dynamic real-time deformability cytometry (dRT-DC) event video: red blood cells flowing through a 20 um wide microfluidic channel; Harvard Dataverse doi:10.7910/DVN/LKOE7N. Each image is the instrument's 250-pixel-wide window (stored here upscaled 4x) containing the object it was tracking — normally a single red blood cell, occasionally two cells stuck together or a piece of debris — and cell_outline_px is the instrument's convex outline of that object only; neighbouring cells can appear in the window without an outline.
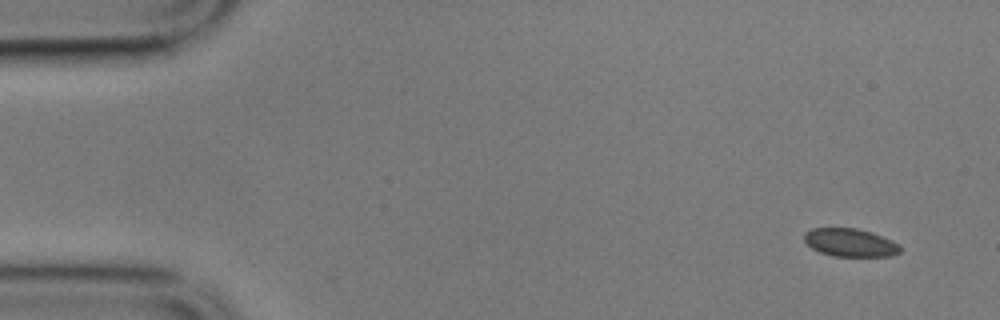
{"species": "common noctule bat (a hibernating species)", "species_latin": "Nyctalus noctula", "temperature_condition": "cold", "stored_images_in_passage": 5, "camera_frame_rate_fps": 3000, "um_per_image_px": 0.085, "animal": {"sex": "male", "body_mass_g": 17.9}, "frame": {"image": 1, "passage_image": 1, "time_ms": 0.0, "image_size_px": [1000, 320], "cell_outline_px": [[900, 252], [892, 256], [832, 256], [820, 252], [812, 248], [804, 240], [804, 232], [812, 228], [856, 228], [872, 232], [892, 240], [900, 244]], "centroid_in_image_um": [72.27, 20.62], "position_along_channel_um": 12.7, "area_um2": 15.78}}
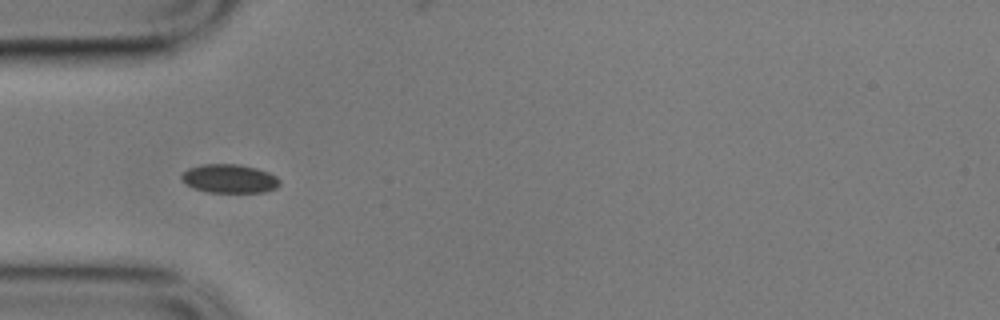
{"frame": {"image": 2, "passage_image": 4, "time_ms": 1.0, "image_size_px": [1000, 320], "cell_outline_px": [[280, 184], [276, 188], [264, 192], [208, 192], [192, 188], [184, 184], [180, 176], [188, 168], [204, 164], [240, 164], [256, 168], [268, 172], [276, 176], [280, 180]], "centroid_in_image_um": [19.49, 15.18], "position_along_channel_um": 65.5, "area_um2": 16.53}}